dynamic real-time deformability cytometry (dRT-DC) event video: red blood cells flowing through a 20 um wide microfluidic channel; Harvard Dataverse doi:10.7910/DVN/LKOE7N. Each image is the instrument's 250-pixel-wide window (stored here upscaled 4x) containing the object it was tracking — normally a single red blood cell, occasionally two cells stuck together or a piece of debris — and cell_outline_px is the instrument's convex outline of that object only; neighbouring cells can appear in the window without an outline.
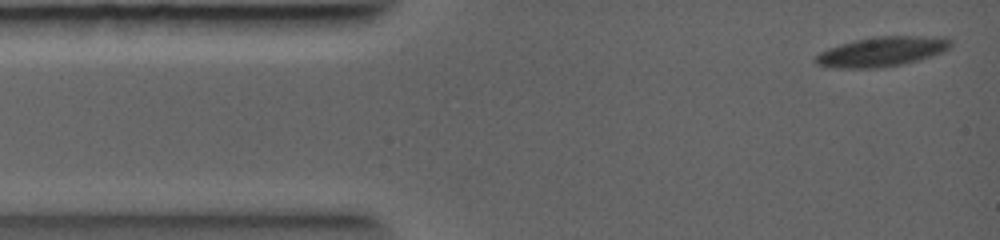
{"species": "common noctule bat (a hibernating species)", "species_latin": "Nyctalus noctula", "temperature_condition": "warm", "stored_images_in_passage": 3, "camera_frame_rate_fps": 5000, "um_per_image_px": 0.085, "animal": {"sex": "female", "body_mass_g": 19.0, "forearm_length_mm": 56.7}, "frame": {"image": 1, "passage_image": 1, "time_ms": 0.0, "image_size_px": [1000, 240], "cell_outline_px": [[952, 44], [948, 48], [932, 56], [920, 60], [900, 64], [876, 68], [836, 68], [816, 64], [816, 56], [820, 52], [828, 48], [840, 44], [856, 40], [876, 36], [944, 36], [952, 40]], "centroid_in_image_um": [74.99, 4.37], "position_along_channel_um": 10.0, "area_um2": 23.29}}
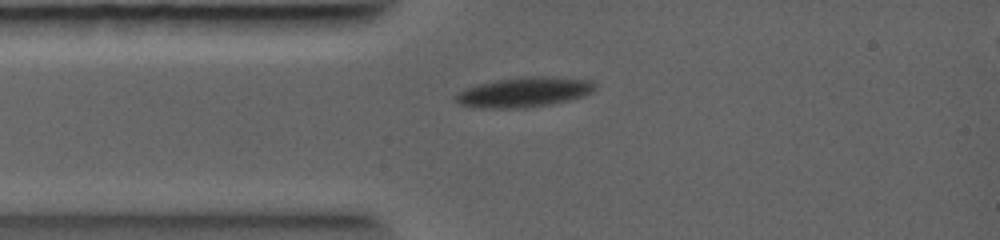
{"frame": {"image": 2, "passage_image": 3, "time_ms": 1.6, "image_size_px": [1000, 240], "cell_outline_px": [[596, 88], [592, 92], [584, 96], [568, 100], [548, 104], [524, 108], [480, 108], [460, 104], [452, 96], [456, 92], [464, 88], [496, 80], [528, 76], [544, 76], [588, 80], [596, 84]], "centroid_in_image_um": [44.51, 7.83], "position_along_channel_um": 40.5, "area_um2": 24.22}}